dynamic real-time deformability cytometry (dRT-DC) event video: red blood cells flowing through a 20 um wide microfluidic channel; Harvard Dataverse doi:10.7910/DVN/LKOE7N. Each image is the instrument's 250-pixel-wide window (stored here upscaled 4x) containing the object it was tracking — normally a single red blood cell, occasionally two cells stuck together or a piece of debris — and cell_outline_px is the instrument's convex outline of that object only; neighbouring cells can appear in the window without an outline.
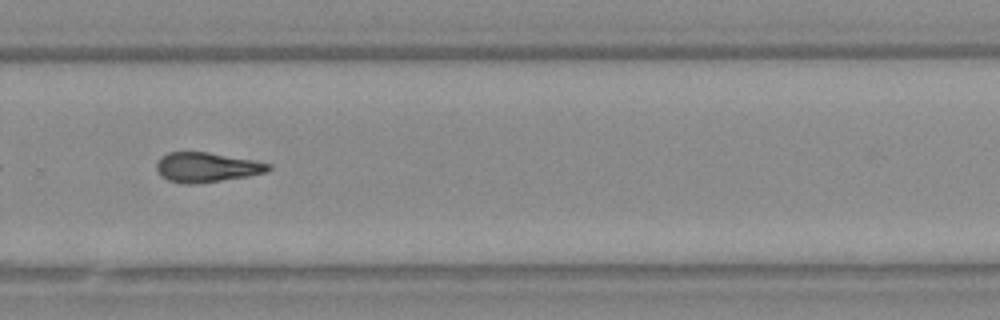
{"species": "Egyptian fruit bat (a non-hibernating species)", "species_latin": "Rousettus aegyptiacus", "temperature_condition": "warm", "stored_images_in_passage": 36, "camera_frame_rate_fps": 3000, "um_per_image_px": 0.085, "animal": {"sex": "female"}, "frame": {"image": 1, "passage_image": 20, "time_ms": 6.333, "image_size_px": [1000, 320], "cell_outline_px": [[272, 168], [268, 172], [248, 176], [196, 184], [184, 184], [168, 180], [160, 176], [156, 168], [156, 164], [160, 156], [168, 152], [208, 152], [252, 160], [272, 164]], "centroid_in_image_um": [17.55, 14.22], "position_along_channel_um": 312.3, "area_um2": 19.48}, "authors_computed_cell_mechanics": {"area_um2": 19.3052, "velocity_mm_per_s": 3.8864, "shape_relaxation_time_tau1_ms": null, "shape_relaxation_time_tau2_ms": 6.7908, "deformation_change_tau1": null, "deformation_change_tau2": 0.1837}}